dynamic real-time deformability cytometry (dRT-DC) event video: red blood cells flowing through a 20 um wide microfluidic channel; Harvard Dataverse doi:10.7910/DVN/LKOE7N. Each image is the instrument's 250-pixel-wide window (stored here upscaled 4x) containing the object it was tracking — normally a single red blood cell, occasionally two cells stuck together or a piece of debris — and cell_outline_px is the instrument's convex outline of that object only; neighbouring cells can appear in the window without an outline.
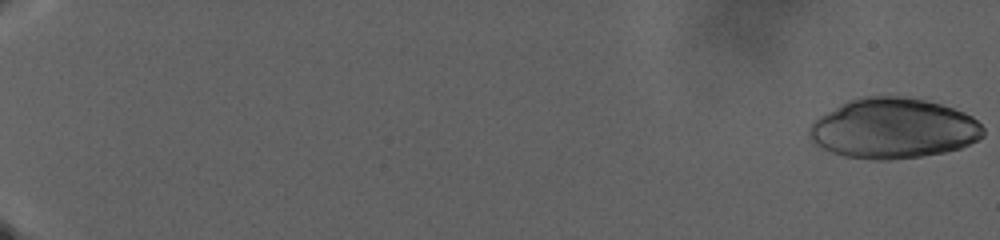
{"species": "human", "species_latin": "Homo sapiens", "temperature_condition": "warm", "stored_images_in_passage": 128, "camera_frame_rate_fps": 3000, "um_per_image_px": 0.085, "donor": {"sex": "male"}, "frame": {"image": 1, "passage_image": 1, "time_ms": 0.0, "image_size_px": [1000, 240], "cell_outline_px": [[984, 136], [960, 148], [944, 152], [920, 156], [888, 160], [872, 160], [844, 156], [832, 152], [812, 144], [808, 136], [808, 128], [820, 116], [848, 100], [864, 96], [896, 96], [924, 100], [940, 104], [964, 112], [972, 116], [984, 128]], "centroid_in_image_um": [75.9, 10.92], "position_along_channel_um": 9.1, "area_um2": 60.98}}
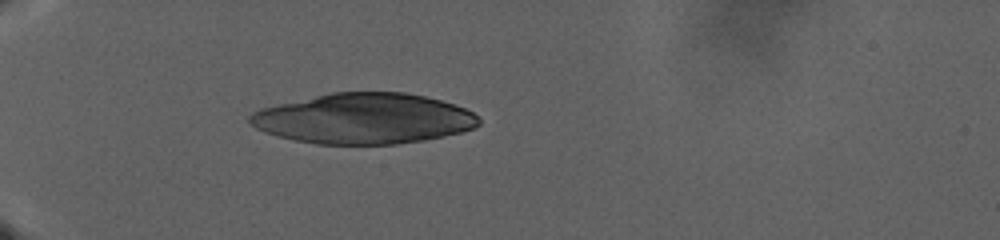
{"frame": {"image": 2, "passage_image": 46, "time_ms": 15.0, "image_size_px": [1000, 240], "cell_outline_px": [[480, 124], [472, 128], [460, 132], [424, 140], [396, 144], [316, 144], [292, 140], [276, 136], [264, 132], [248, 124], [248, 116], [252, 112], [260, 108], [332, 92], [404, 92], [424, 96], [440, 100], [464, 108], [480, 116]], "centroid_in_image_um": [30.88, 10.08], "position_along_channel_um": 54.1, "area_um2": 67.45}}